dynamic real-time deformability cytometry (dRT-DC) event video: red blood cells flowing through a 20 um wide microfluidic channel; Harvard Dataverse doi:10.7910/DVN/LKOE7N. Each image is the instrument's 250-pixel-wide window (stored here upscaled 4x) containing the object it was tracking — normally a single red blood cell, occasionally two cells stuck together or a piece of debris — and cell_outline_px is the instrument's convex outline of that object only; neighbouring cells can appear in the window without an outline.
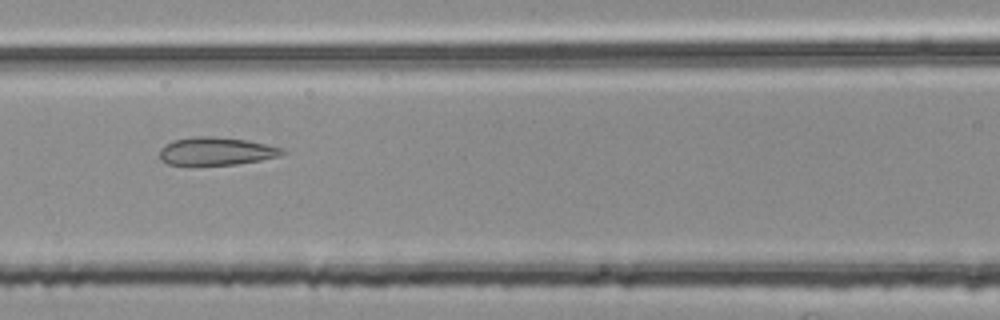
{"species": "common noctule bat (a hibernating species)", "species_latin": "Nyctalus noctula", "temperature_condition": "room temperature", "stored_images_in_passage": 40, "camera_frame_rate_fps": 3000, "um_per_image_px": 0.085, "animal": {"sex": "female", "body_mass_g": 25.1}, "frame": {"image": 1, "passage_image": 10, "time_ms": 3.0, "image_size_px": [1000, 320], "cell_outline_px": [[284, 152], [280, 156], [260, 160], [236, 164], [168, 164], [160, 160], [160, 148], [164, 144], [172, 140], [192, 136], [212, 136], [248, 140], [268, 144], [280, 148]], "centroid_in_image_um": [18.34, 12.83], "position_along_channel_um": 148.3, "area_um2": 19.88}}
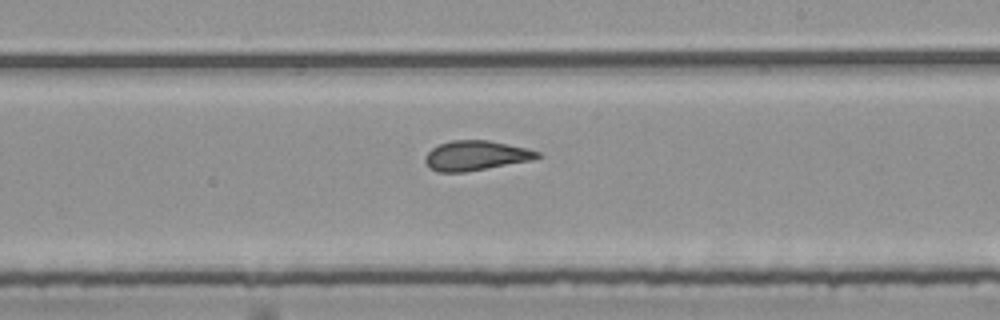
{"frame": {"image": 2, "passage_image": 18, "time_ms": 5.667, "image_size_px": [1000, 320], "cell_outline_px": [[540, 156], [532, 160], [464, 172], [436, 172], [428, 168], [424, 160], [424, 156], [432, 148], [440, 144], [452, 140], [488, 140], [528, 148], [540, 152]], "centroid_in_image_um": [40.41, 13.22], "position_along_channel_um": 248.6, "area_um2": 19.48}}
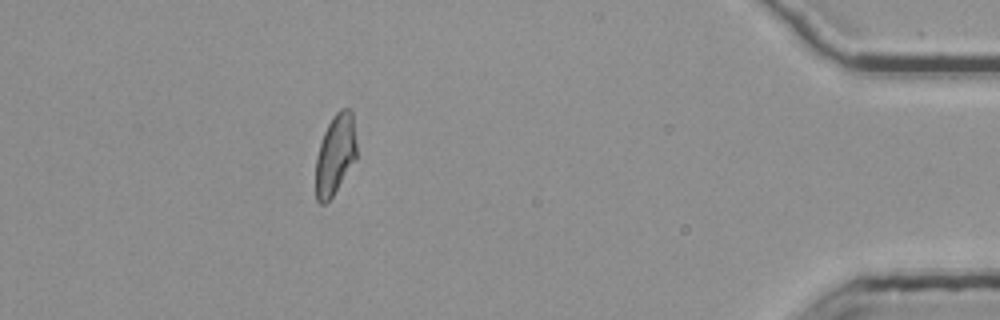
{"frame": {"image": 3, "passage_image": 35, "time_ms": 11.333, "image_size_px": [1000, 320], "cell_outline_px": [[356, 160], [332, 196], [324, 204], [320, 204], [316, 200], [316, 156], [324, 132], [332, 116], [340, 108], [352, 108], [356, 140]], "centroid_in_image_um": [28.51, 13.1], "position_along_channel_um": 406.7, "area_um2": 19.25}, "authors_computed_cell_mechanics": {"area_um2": 19.5942, "velocity_mm_per_s": 3.7701, "shape_relaxation_time_tau1_ms": null, "shape_relaxation_time_tau2_ms": 2.0142, "deformation_change_tau1": null, "deformation_change_tau2": 0.1068}}